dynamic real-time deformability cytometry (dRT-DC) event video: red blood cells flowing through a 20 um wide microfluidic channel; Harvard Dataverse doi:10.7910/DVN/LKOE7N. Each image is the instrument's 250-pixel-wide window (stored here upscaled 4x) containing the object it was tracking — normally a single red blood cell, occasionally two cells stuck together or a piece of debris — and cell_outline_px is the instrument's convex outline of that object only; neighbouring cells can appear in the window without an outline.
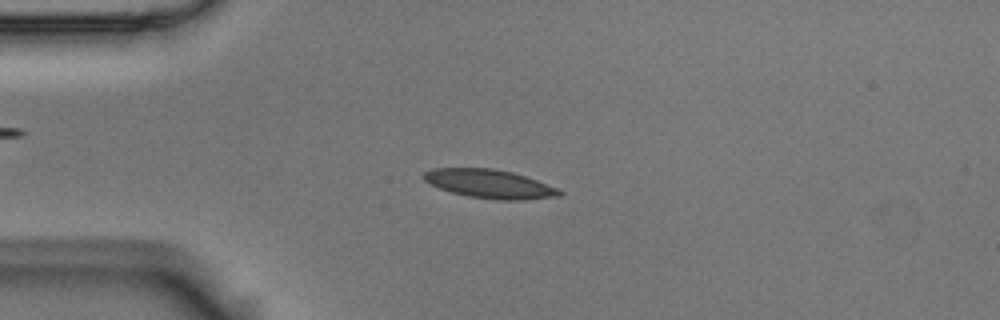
{"species": "Egyptian fruit bat (a non-hibernating species)", "species_latin": "Rousettus aegyptiacus", "temperature_condition": "room temperature", "stored_images_in_passage": 54, "camera_frame_rate_fps": 3000, "um_per_image_px": 0.085, "animal": {"sex": "male"}, "frame": {"image": 1, "passage_image": 13, "time_ms": 4.0, "image_size_px": [1000, 320], "cell_outline_px": [[564, 192], [560, 196], [524, 200], [500, 200], [468, 196], [452, 192], [428, 184], [420, 176], [424, 172], [432, 168], [492, 168], [512, 172], [536, 180], [556, 188]], "centroid_in_image_um": [41.57, 15.63], "position_along_channel_um": 43.4, "area_um2": 22.66}}
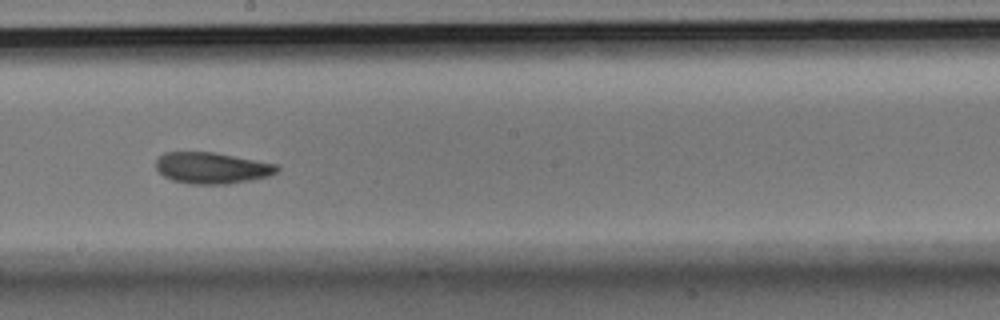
{"frame": {"image": 2, "passage_image": 30, "time_ms": 9.667, "image_size_px": [1000, 320], "cell_outline_px": [[280, 168], [276, 172], [268, 176], [252, 180], [228, 184], [192, 184], [172, 180], [164, 176], [156, 168], [156, 160], [164, 152], [216, 152], [276, 164]], "centroid_in_image_um": [18.01, 14.27], "position_along_channel_um": 230.2, "area_um2": 22.08}}
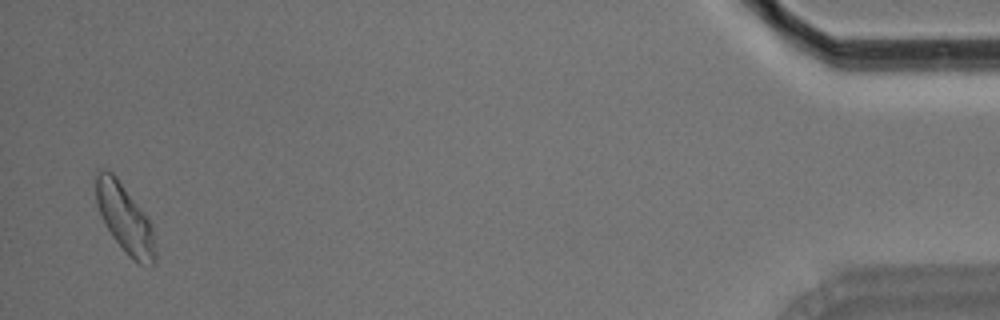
{"frame": {"image": 3, "passage_image": 53, "time_ms": 17.333, "image_size_px": [1000, 320], "cell_outline_px": [[156, 264], [140, 264], [128, 256], [112, 236], [104, 224], [96, 204], [96, 172], [100, 168], [104, 168], [112, 172], [116, 176], [140, 208], [148, 220], [152, 228], [156, 252]], "centroid_in_image_um": [10.59, 18.58], "position_along_channel_um": 424.6, "area_um2": 23.47}, "authors_computed_cell_mechanics": {"area_um2": 22.1952, "velocity_mm_per_s": 3.648, "shape_relaxation_time_tau1_ms": 3.4857, "shape_relaxation_time_tau2_ms": 3.1336, "deformation_change_tau1": 0.1333, "deformation_change_tau2": 0.0928}}